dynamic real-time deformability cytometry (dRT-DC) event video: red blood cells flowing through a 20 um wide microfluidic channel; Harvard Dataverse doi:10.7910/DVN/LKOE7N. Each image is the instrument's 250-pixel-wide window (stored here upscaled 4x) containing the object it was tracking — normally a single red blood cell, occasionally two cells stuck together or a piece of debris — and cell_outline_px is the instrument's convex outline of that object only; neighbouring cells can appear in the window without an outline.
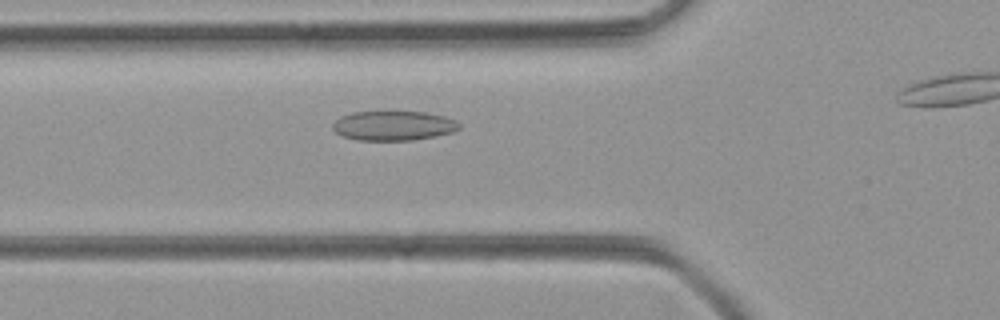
{"species": "common noctule bat (a hibernating species)", "species_latin": "Nyctalus noctula", "temperature_condition": "room temperature", "stored_images_in_passage": 25, "camera_frame_rate_fps": 3000, "um_per_image_px": 0.085, "animal": {"sex": "female", "body_mass_g": 21.9}, "frame": {"image": 1, "passage_image": 3, "time_ms": 0.667, "image_size_px": [1000, 320], "cell_outline_px": [[460, 128], [452, 132], [412, 140], [356, 140], [344, 136], [336, 132], [332, 128], [332, 124], [340, 116], [352, 112], [384, 108], [392, 108], [424, 112], [444, 116], [456, 120], [460, 124]], "centroid_in_image_um": [33.4, 10.61], "position_along_channel_um": 92.4, "area_um2": 22.77}}
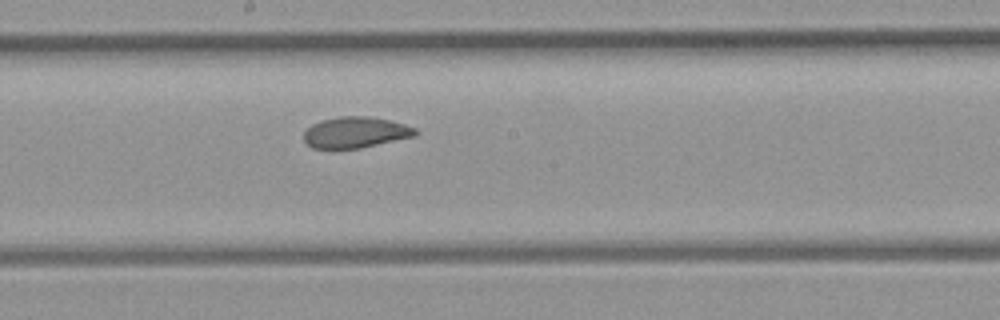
{"frame": {"image": 2, "passage_image": 12, "time_ms": 3.667, "image_size_px": [1000, 320], "cell_outline_px": [[420, 132], [416, 136], [360, 148], [312, 148], [304, 140], [304, 132], [312, 124], [320, 120], [340, 116], [372, 116], [404, 124], [416, 128]], "centroid_in_image_um": [30.24, 11.24], "position_along_channel_um": 218.0, "area_um2": 20.23}}
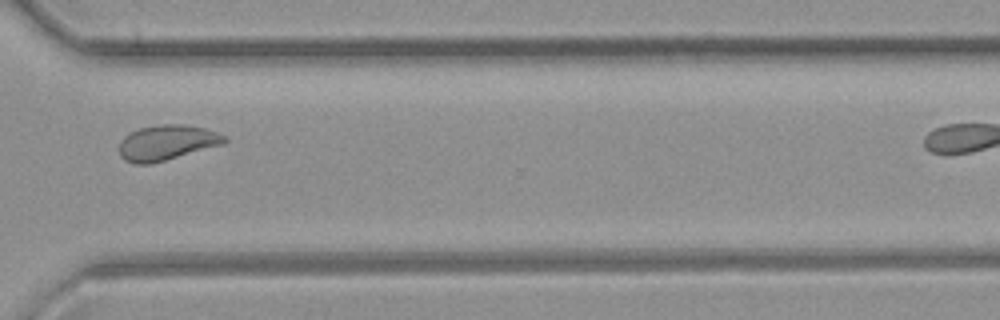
{"frame": {"image": 3, "passage_image": 22, "time_ms": 7.0, "image_size_px": [1000, 320], "cell_outline_px": [[228, 140], [224, 144], [164, 160], [148, 164], [136, 164], [124, 160], [120, 156], [120, 140], [124, 136], [140, 128], [164, 124], [188, 124], [204, 128], [228, 136]], "centroid_in_image_um": [14.21, 12.11], "position_along_channel_um": 356.4, "area_um2": 21.5}}